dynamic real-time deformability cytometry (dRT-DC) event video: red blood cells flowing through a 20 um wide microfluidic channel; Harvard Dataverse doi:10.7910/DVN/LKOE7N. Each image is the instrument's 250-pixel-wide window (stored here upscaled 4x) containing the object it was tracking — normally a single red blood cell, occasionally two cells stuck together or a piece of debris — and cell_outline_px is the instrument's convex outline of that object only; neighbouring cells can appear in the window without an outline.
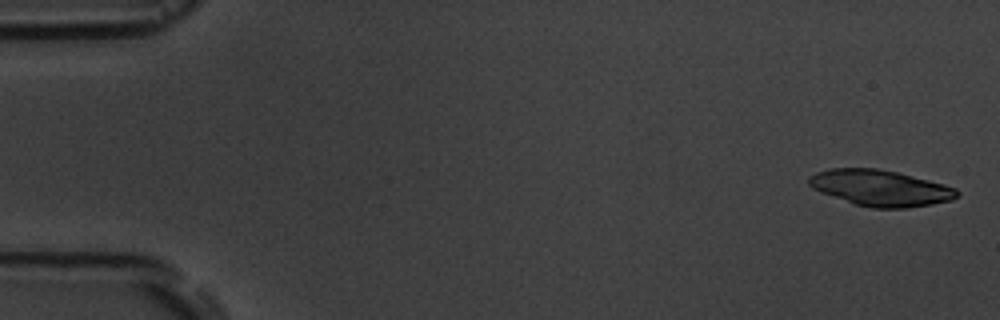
{"species": "common noctule bat (a hibernating species)", "species_latin": "Nyctalus noctula", "temperature_condition": "room temperature", "stored_images_in_passage": 5, "camera_frame_rate_fps": 3000, "um_per_image_px": 0.085, "animal": {"sex": "male", "body_mass_g": 19.5, "forearm_length_mm": 54.6}, "frame": {"image": 1, "passage_image": 1, "time_ms": 0.0, "image_size_px": [1000, 320], "cell_outline_px": [[960, 192], [952, 200], [932, 204], [904, 208], [872, 208], [856, 204], [820, 192], [812, 188], [808, 184], [808, 176], [816, 172], [832, 168], [876, 168], [896, 172], [944, 184], [956, 188]], "centroid_in_image_um": [74.81, 15.97], "position_along_channel_um": 10.2, "area_um2": 30.92}}